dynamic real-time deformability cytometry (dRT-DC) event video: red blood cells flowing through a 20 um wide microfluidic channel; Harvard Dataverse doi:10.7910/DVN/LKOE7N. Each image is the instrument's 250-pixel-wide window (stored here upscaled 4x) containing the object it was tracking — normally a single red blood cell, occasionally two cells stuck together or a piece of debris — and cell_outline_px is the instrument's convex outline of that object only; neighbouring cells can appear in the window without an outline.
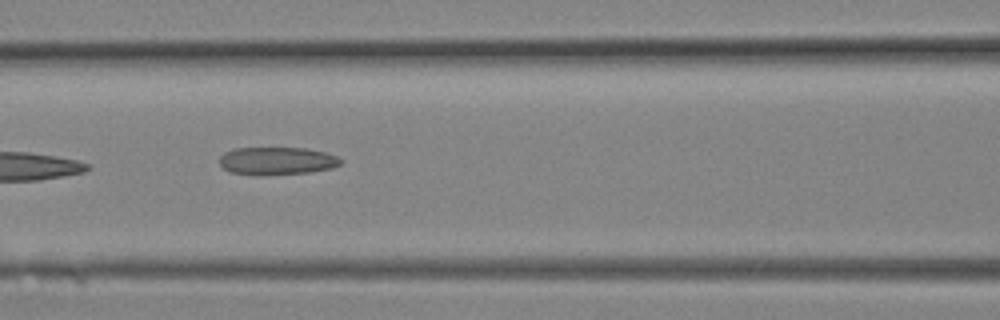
{"species": "Egyptian fruit bat (a non-hibernating species)", "species_latin": "Rousettus aegyptiacus", "temperature_condition": "room temperature", "stored_images_in_passage": 22, "camera_frame_rate_fps": 3000, "um_per_image_px": 0.085, "animal": {"sex": "female"}, "frame": {"image": 1, "passage_image": 10, "time_ms": 3.0, "image_size_px": [1000, 320], "cell_outline_px": [[344, 160], [340, 164], [332, 168], [308, 172], [228, 172], [220, 164], [220, 156], [224, 152], [232, 148], [308, 148], [324, 152], [336, 156]], "centroid_in_image_um": [23.57, 13.61], "position_along_channel_um": 143.0, "area_um2": 18.67}}